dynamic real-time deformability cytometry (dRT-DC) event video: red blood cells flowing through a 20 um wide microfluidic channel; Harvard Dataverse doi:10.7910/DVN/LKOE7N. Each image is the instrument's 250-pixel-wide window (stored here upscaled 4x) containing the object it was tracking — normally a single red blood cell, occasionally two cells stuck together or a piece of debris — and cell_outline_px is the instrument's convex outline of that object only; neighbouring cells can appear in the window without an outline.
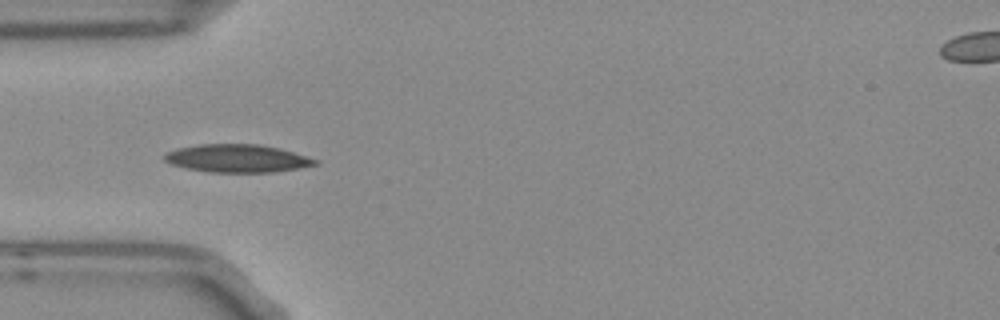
{"species": "Egyptian fruit bat (a non-hibernating species)", "species_latin": "Rousettus aegyptiacus", "temperature_condition": "room temperature", "stored_images_in_passage": 5, "camera_frame_rate_fps": 3000, "um_per_image_px": 0.085, "frame": {"image": 1, "passage_image": 4, "time_ms": 1.0, "image_size_px": [1000, 320], "cell_outline_px": [[320, 164], [276, 172], [212, 172], [188, 168], [172, 164], [164, 160], [164, 156], [168, 152], [180, 148], [200, 144], [260, 144], [280, 148], [320, 160]], "centroid_in_image_um": [20.25, 13.46], "position_along_channel_um": 64.8, "area_um2": 24.39}}
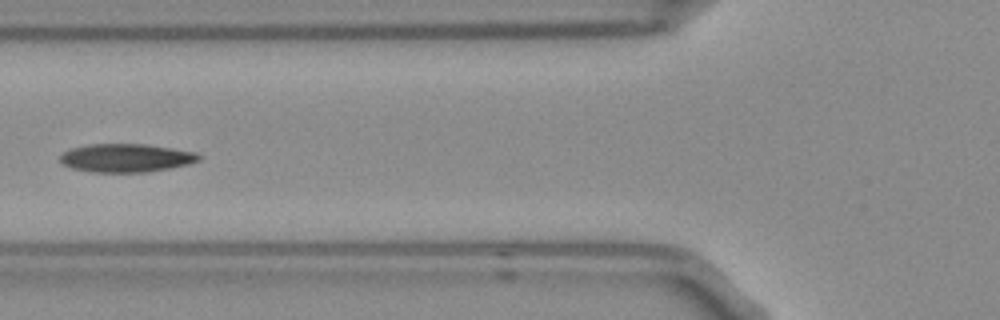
{"frame": {"image": 2, "passage_image": 5, "time_ms": 1.333, "image_size_px": [1000, 320], "cell_outline_px": [[200, 160], [188, 164], [172, 168], [148, 172], [92, 172], [72, 168], [64, 164], [60, 160], [60, 156], [64, 152], [72, 148], [92, 144], [144, 144], [196, 152], [200, 156]], "centroid_in_image_um": [10.74, 13.43], "position_along_channel_um": 115.1, "area_um2": 22.77}}